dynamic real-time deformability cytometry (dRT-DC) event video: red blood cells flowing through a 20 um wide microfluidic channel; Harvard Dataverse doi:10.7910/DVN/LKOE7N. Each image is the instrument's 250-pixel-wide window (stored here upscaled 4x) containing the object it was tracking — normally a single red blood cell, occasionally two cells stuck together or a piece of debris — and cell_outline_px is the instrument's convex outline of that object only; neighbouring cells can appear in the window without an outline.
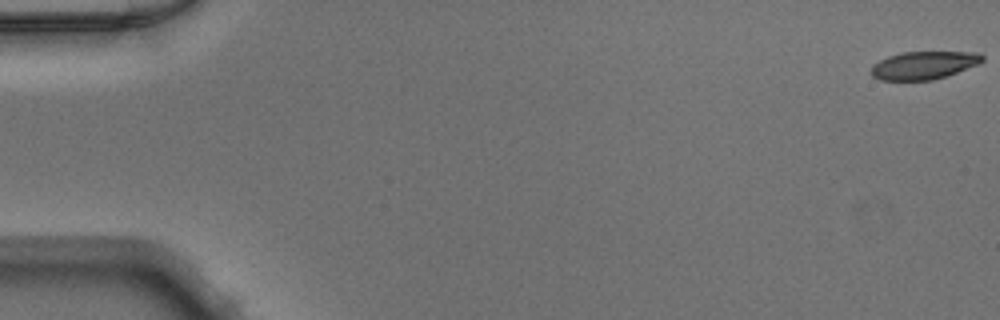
{"species": "Egyptian fruit bat (a non-hibernating species)", "species_latin": "Rousettus aegyptiacus", "temperature_condition": "warm", "stored_images_in_passage": 8, "camera_frame_rate_fps": 3000, "um_per_image_px": 0.085, "animal": {"sex": "male"}, "frame": {"image": 1, "passage_image": 1, "time_ms": 0.0, "image_size_px": [1000, 320], "cell_outline_px": [[984, 60], [976, 64], [948, 76], [932, 80], [880, 80], [872, 76], [872, 64], [888, 56], [900, 52], [980, 52], [984, 56]], "centroid_in_image_um": [78.52, 5.54], "position_along_channel_um": 6.5, "area_um2": 18.09}}